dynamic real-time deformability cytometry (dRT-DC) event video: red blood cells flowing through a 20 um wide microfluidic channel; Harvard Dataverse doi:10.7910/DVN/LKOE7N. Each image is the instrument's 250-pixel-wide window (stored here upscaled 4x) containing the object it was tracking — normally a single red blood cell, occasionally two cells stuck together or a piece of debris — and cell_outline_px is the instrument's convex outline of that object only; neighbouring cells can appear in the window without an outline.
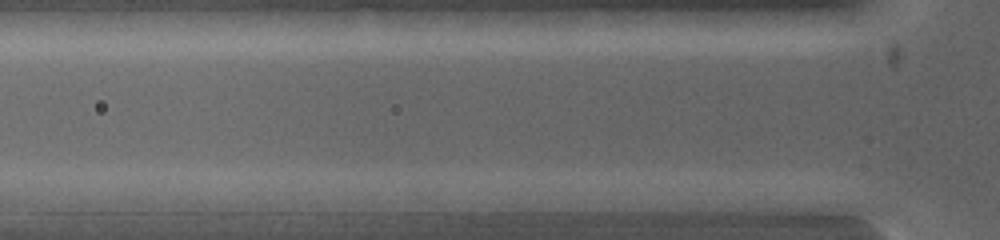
{"species": "common noctule bat (a hibernating species)", "species_latin": "Nyctalus noctula", "temperature_condition": "warm", "stored_images_in_passage": 3, "camera_frame_rate_fps": 5000, "um_per_image_px": 0.085, "animal": {"sex": "female", "body_mass_g": 19.0, "forearm_length_mm": 53.3}, "frame": {"image": 1, "passage_image": 2, "time_ms": 0.2, "image_size_px": [1000, 240], "cell_outline_px": [[608, 200], [572, 212], [504, 212], [500, 200], [528, 192], [584, 192]], "centroid_in_image_um": [46.73, 17.17], "position_along_channel_um": 79.1, "area_um2": 12.37}}